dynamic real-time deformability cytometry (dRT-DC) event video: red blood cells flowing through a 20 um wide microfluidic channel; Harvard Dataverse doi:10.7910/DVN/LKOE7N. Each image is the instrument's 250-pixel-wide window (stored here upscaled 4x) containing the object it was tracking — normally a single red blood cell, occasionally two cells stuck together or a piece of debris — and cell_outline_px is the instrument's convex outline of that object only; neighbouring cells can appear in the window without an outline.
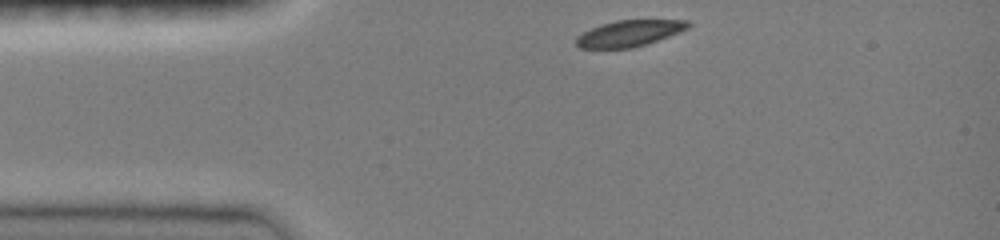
{"species": "common noctule bat (a hibernating species)", "species_latin": "Nyctalus noctula", "temperature_condition": "room temperature", "stored_images_in_passage": 34, "camera_frame_rate_fps": 3000, "um_per_image_px": 0.085, "animal": {"sex": "female", "body_mass_g": 19.0, "forearm_length_mm": 51.5}, "frame": {"image": 1, "passage_image": 1, "time_ms": 0.0, "image_size_px": [1000, 240], "cell_outline_px": [[692, 24], [688, 28], [680, 32], [632, 48], [580, 48], [576, 44], [576, 36], [600, 24], [616, 20], [688, 20]], "centroid_in_image_um": [53.49, 2.82], "position_along_channel_um": 31.5, "area_um2": 16.94}}
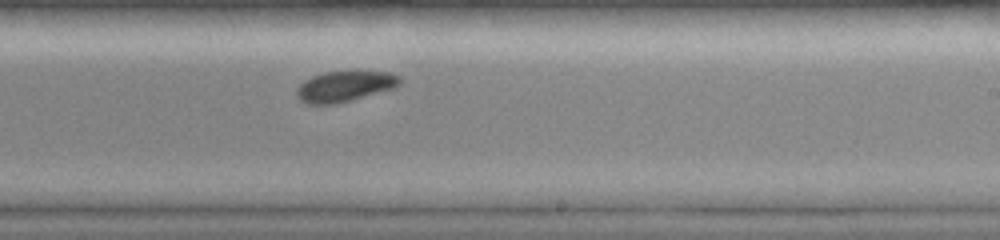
{"frame": {"image": 2, "passage_image": 21, "time_ms": 6.667, "image_size_px": [1000, 240], "cell_outline_px": [[404, 80], [396, 88], [336, 104], [308, 104], [300, 100], [296, 96], [296, 88], [304, 80], [312, 76], [324, 72], [388, 72], [400, 76]], "centroid_in_image_um": [29.31, 7.35], "position_along_channel_um": 259.7, "area_um2": 18.5}}
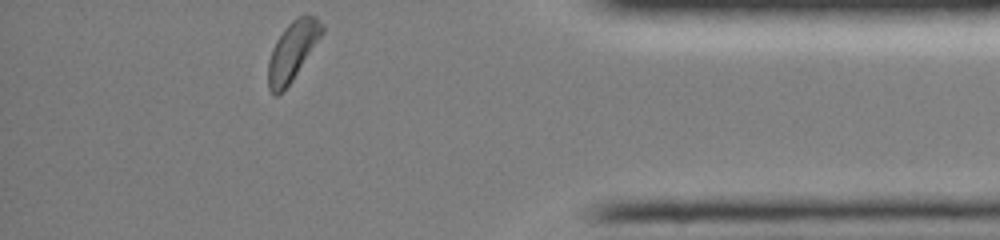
{"frame": {"image": 3, "passage_image": 34, "time_ms": 11.0, "image_size_px": [1000, 240], "cell_outline_px": [[324, 32], [292, 80], [276, 96], [272, 96], [268, 88], [268, 60], [272, 48], [276, 40], [284, 28], [292, 20], [304, 12], [308, 12], [316, 16], [324, 24]], "centroid_in_image_um": [24.87, 4.27], "position_along_channel_um": 410.3, "area_um2": 18.67}}